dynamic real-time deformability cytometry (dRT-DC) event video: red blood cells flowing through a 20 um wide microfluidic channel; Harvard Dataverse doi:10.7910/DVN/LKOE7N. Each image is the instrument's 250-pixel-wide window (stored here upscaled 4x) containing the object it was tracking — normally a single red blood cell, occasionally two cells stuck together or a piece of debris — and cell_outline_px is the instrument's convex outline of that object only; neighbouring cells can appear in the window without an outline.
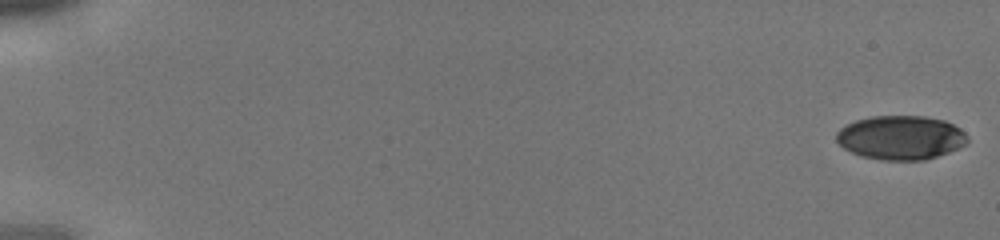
{"species": "human", "species_latin": "Homo sapiens", "temperature_condition": "cold", "stored_images_in_passage": 43, "camera_frame_rate_fps": 3000, "um_per_image_px": 0.085, "donor": {"sex": "male"}, "frame": {"image": 1, "passage_image": 1, "time_ms": 0.0, "image_size_px": [1000, 240], "cell_outline_px": [[968, 140], [964, 144], [948, 152], [924, 160], [880, 160], [860, 156], [844, 148], [836, 140], [836, 132], [840, 128], [856, 120], [872, 116], [924, 116], [944, 120], [960, 128], [968, 136]], "centroid_in_image_um": [76.54, 11.69], "position_along_channel_um": 8.5, "area_um2": 33.52}}
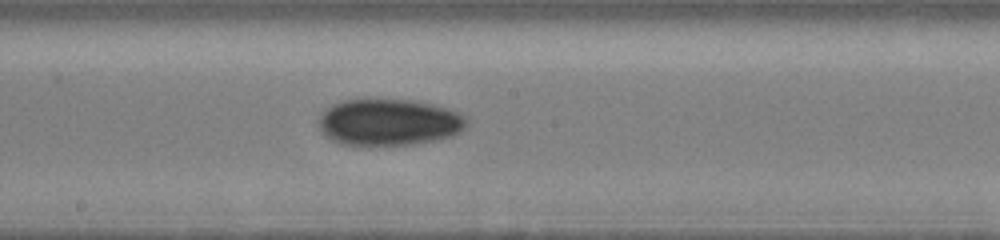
{"frame": {"image": 2, "passage_image": 25, "time_ms": 8.0, "image_size_px": [1000, 240], "cell_outline_px": [[468, 124], [460, 132], [452, 136], [412, 144], [340, 144], [324, 136], [320, 128], [320, 116], [332, 104], [344, 100], [416, 100], [448, 108], [464, 116], [468, 120]], "centroid_in_image_um": [33.08, 10.38], "position_along_channel_um": 215.1, "area_um2": 39.71}}
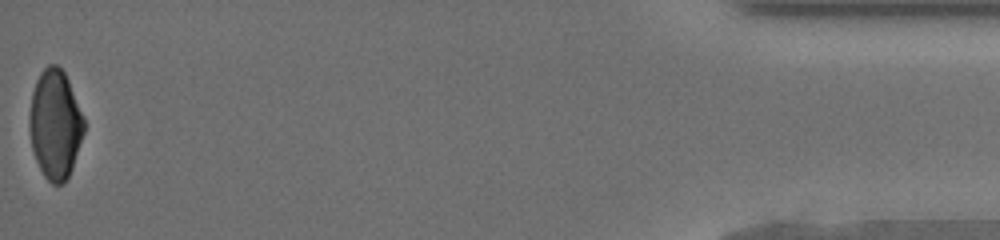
{"frame": {"image": 3, "passage_image": 43, "time_ms": 14.0, "image_size_px": [1000, 240], "cell_outline_px": [[84, 132], [72, 168], [64, 184], [52, 184], [44, 176], [36, 160], [32, 148], [28, 128], [28, 120], [32, 92], [36, 80], [40, 72], [48, 64], [56, 64], [64, 72], [68, 80], [84, 116]], "centroid_in_image_um": [4.67, 10.56], "position_along_channel_um": 430.5, "area_um2": 34.85}}